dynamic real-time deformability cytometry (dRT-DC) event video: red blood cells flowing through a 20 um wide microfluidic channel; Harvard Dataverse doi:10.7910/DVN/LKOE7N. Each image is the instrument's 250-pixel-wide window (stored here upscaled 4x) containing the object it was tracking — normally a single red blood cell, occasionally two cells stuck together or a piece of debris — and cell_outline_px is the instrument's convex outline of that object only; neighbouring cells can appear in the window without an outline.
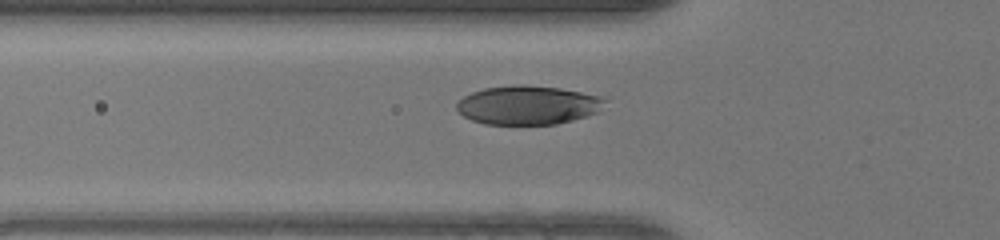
{"species": "human", "species_latin": "Homo sapiens", "temperature_condition": "warm", "stored_images_in_passage": 32, "camera_frame_rate_fps": 3000, "um_per_image_px": 0.085, "donor": {"sex": "female"}, "frame": {"image": 1, "passage_image": 3, "time_ms": 0.667, "image_size_px": [1000, 240], "cell_outline_px": [[612, 96], [596, 112], [572, 120], [556, 124], [484, 124], [472, 120], [464, 116], [456, 108], [456, 104], [464, 96], [472, 92], [484, 88], [512, 84], [524, 84], [560, 88]], "centroid_in_image_um": [44.93, 8.91], "position_along_channel_um": 80.9, "area_um2": 33.99}}
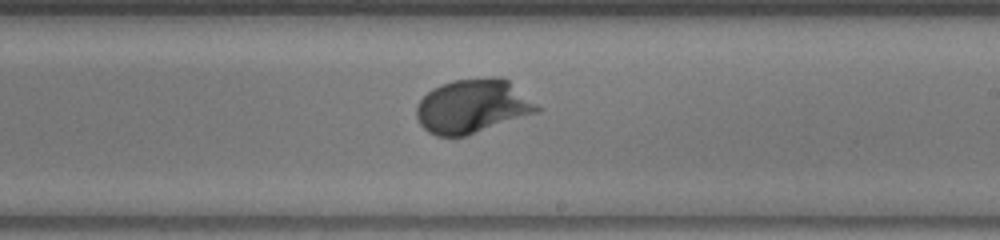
{"frame": {"image": 2, "passage_image": 15, "time_ms": 4.667, "image_size_px": [1000, 240], "cell_outline_px": [[544, 108], [540, 112], [464, 136], [436, 136], [428, 132], [420, 124], [416, 116], [416, 104], [432, 88], [440, 84], [452, 80], [492, 76], [500, 76], [508, 80]], "centroid_in_image_um": [40.2, 9.01], "position_along_channel_um": 248.8, "area_um2": 38.32}}
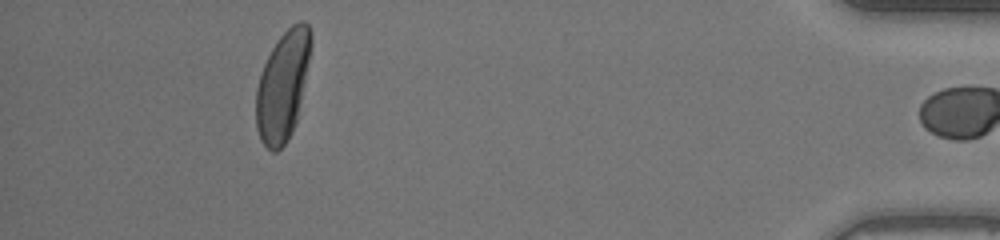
{"frame": {"image": 3, "passage_image": 31, "time_ms": 10.0, "image_size_px": [1000, 240], "cell_outline_px": [[312, 44], [296, 120], [292, 132], [284, 144], [276, 152], [272, 152], [260, 140], [256, 128], [256, 88], [264, 64], [272, 48], [280, 36], [292, 24], [300, 20], [304, 20], [308, 24], [312, 32]], "centroid_in_image_um": [24.03, 7.27], "position_along_channel_um": 411.2, "area_um2": 34.62}, "authors_computed_cell_mechanics": {"area_um2": 34.5355, "velocity_mm_per_s": 4.2086, "shape_relaxation_time_tau1_ms": 2.5117, "shape_relaxation_time_tau2_ms": null, "deformation_change_tau1": 0.1663, "deformation_change_tau2": null}}